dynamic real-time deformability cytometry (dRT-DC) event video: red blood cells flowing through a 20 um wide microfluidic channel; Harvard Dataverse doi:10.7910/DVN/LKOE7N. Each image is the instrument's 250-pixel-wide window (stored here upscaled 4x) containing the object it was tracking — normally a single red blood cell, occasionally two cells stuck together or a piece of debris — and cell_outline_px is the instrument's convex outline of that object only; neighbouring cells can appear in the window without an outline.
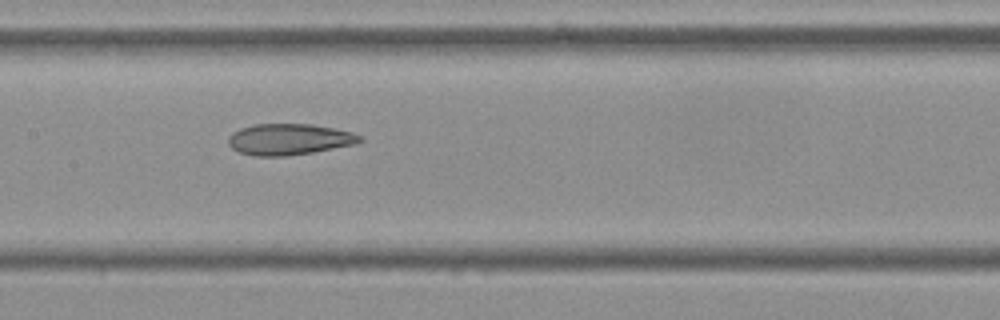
{"species": "Egyptian fruit bat (a non-hibernating species)", "species_latin": "Rousettus aegyptiacus", "temperature_condition": "cold", "stored_images_in_passage": 17, "camera_frame_rate_fps": 3000, "um_per_image_px": 0.085, "frame": {"image": 1, "passage_image": 8, "time_ms": 2.333, "image_size_px": [1000, 320], "cell_outline_px": [[364, 140], [356, 144], [312, 152], [284, 156], [252, 156], [236, 152], [228, 144], [228, 136], [232, 132], [240, 128], [252, 124], [312, 124], [352, 132], [360, 136]], "centroid_in_image_um": [24.52, 11.84], "position_along_channel_um": 182.9, "area_um2": 24.04}}
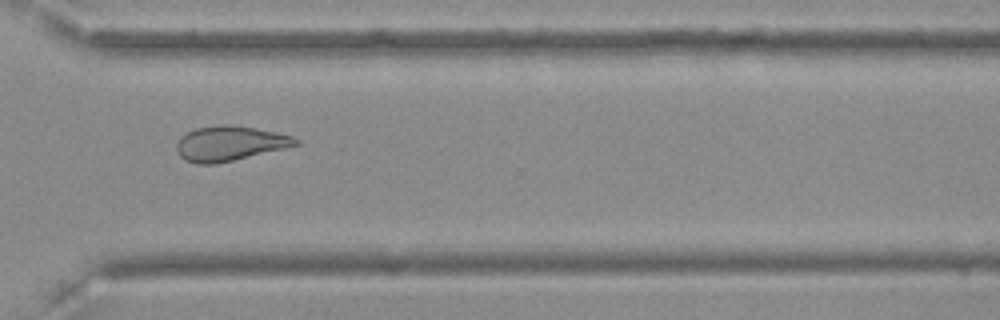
{"frame": {"image": 2, "passage_image": 12, "time_ms": 3.667, "image_size_px": [1000, 320], "cell_outline_px": [[300, 144], [284, 148], [216, 164], [196, 164], [184, 160], [176, 152], [176, 144], [188, 132], [196, 128], [224, 124], [232, 124], [256, 128], [276, 132], [292, 136], [300, 140]], "centroid_in_image_um": [19.52, 12.19], "position_along_channel_um": 351.1, "area_um2": 24.04}}
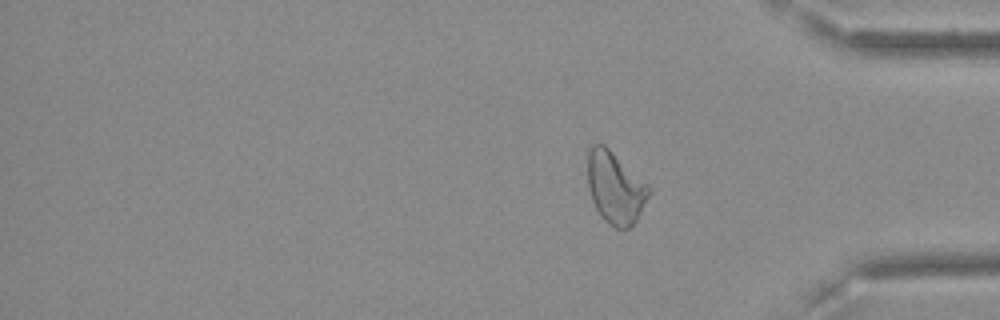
{"frame": {"image": 3, "passage_image": 17, "time_ms": 5.333, "image_size_px": [1000, 320], "cell_outline_px": [[652, 192], [636, 220], [628, 228], [616, 228], [604, 220], [600, 216], [592, 200], [588, 188], [588, 152], [592, 144], [604, 144], [648, 184], [652, 188]], "centroid_in_image_um": [52.31, 15.95], "position_along_channel_um": 382.9, "area_um2": 25.61}}